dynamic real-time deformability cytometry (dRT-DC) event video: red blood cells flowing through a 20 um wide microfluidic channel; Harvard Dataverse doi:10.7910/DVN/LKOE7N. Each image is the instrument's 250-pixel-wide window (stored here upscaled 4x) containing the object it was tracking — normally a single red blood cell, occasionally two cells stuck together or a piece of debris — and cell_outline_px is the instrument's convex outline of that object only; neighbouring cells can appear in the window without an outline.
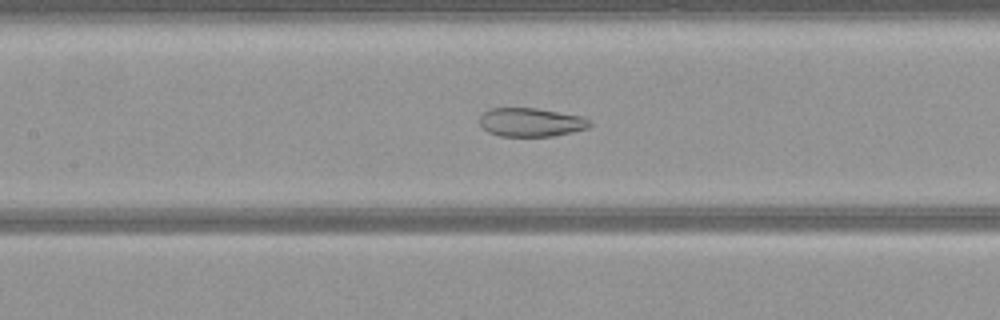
{"species": "common noctule bat (a hibernating species)", "species_latin": "Nyctalus noctula", "temperature_condition": "warm", "stored_images_in_passage": 52, "camera_frame_rate_fps": 3000, "um_per_image_px": 0.085, "animal": {"sex": "female", "body_mass_g": 21.9}, "frame": {"image": 1, "passage_image": 23, "time_ms": 7.333, "image_size_px": [1000, 320], "cell_outline_px": [[592, 124], [588, 128], [572, 132], [552, 136], [500, 136], [488, 132], [480, 124], [480, 116], [488, 108], [536, 108], [580, 116], [592, 120]], "centroid_in_image_um": [45.13, 10.39], "position_along_channel_um": 162.3, "area_um2": 18.38}}
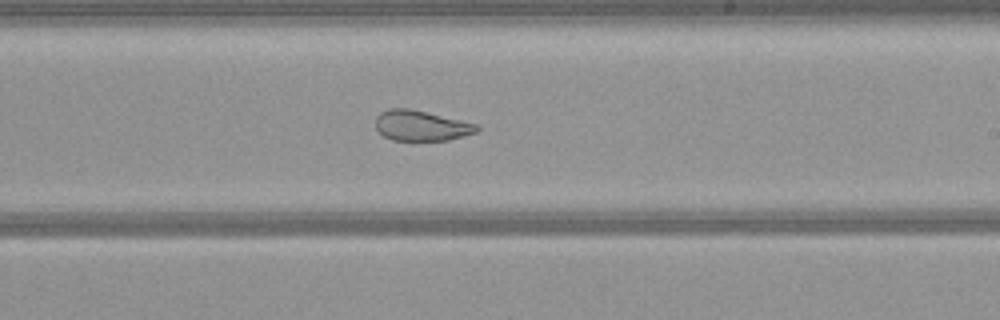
{"frame": {"image": 2, "passage_image": 30, "time_ms": 9.667, "image_size_px": [1000, 320], "cell_outline_px": [[480, 128], [476, 132], [464, 136], [448, 140], [392, 140], [384, 136], [376, 128], [376, 116], [380, 112], [388, 108], [408, 108], [476, 124]], "centroid_in_image_um": [35.76, 10.68], "position_along_channel_um": 253.2, "area_um2": 17.69}}
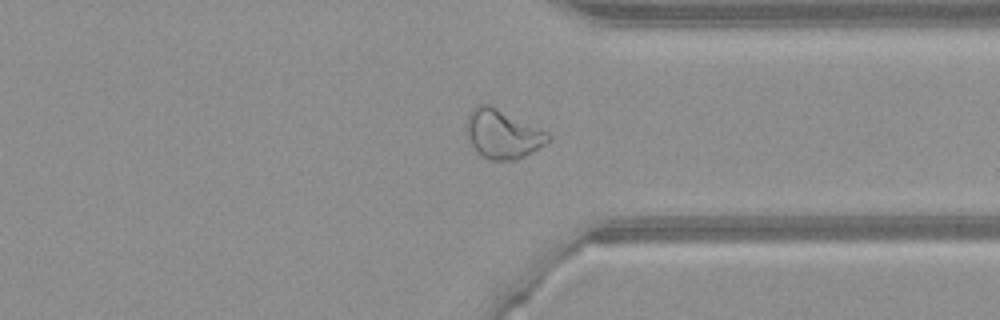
{"frame": {"image": 3, "passage_image": 39, "time_ms": 12.667, "image_size_px": [1000, 320], "cell_outline_px": [[552, 140], [532, 152], [516, 160], [488, 160], [480, 156], [464, 132], [464, 128], [468, 112], [476, 104], [488, 104], [548, 132], [552, 136]], "centroid_in_image_um": [42.69, 11.4], "position_along_channel_um": 368.7, "area_um2": 23.52}}